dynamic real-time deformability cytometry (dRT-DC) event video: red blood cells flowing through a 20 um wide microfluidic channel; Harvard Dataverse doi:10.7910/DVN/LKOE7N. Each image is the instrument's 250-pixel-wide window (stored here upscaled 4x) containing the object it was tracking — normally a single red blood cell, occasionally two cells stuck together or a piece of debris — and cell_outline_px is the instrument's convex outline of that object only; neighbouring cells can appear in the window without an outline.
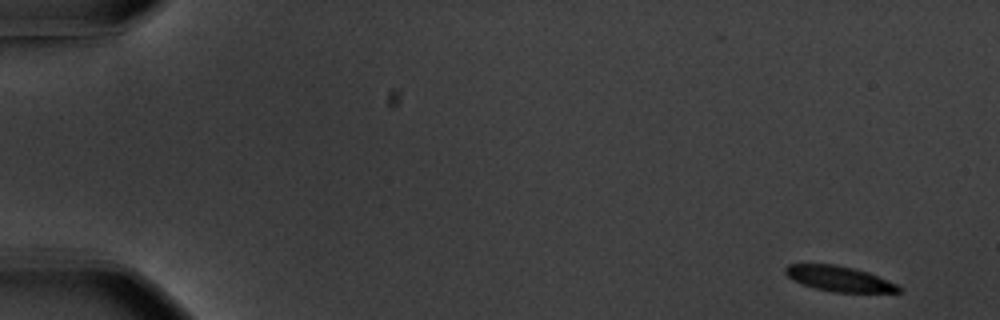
{"species": "common noctule bat (a hibernating species)", "species_latin": "Nyctalus noctula", "temperature_condition": "warm", "stored_images_in_passage": 57, "camera_frame_rate_fps": 3000, "um_per_image_px": 0.085, "animal": {"sex": "male", "body_mass_g": 20.1, "forearm_length_mm": 53.5}, "frame": {"image": 1, "passage_image": 2, "time_ms": 0.333, "image_size_px": [1000, 320], "cell_outline_px": [[900, 292], [836, 292], [816, 288], [792, 280], [784, 272], [784, 268], [788, 264], [832, 264], [852, 268], [868, 272], [896, 284], [900, 288]], "centroid_in_image_um": [71.29, 23.68], "position_along_channel_um": 13.7, "area_um2": 16.36}}
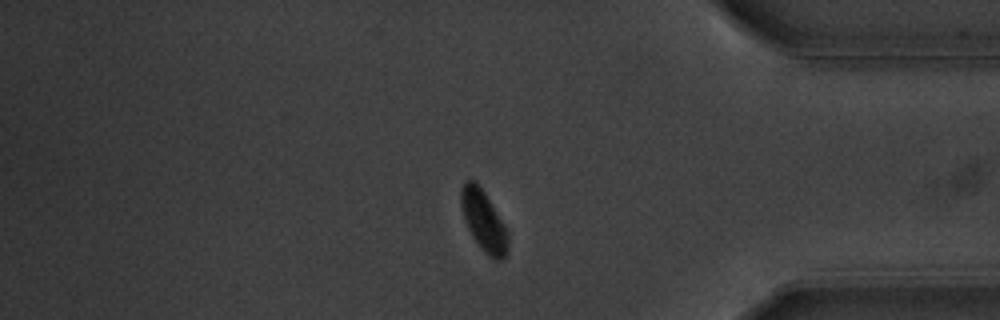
{"frame": {"image": 2, "passage_image": 47, "time_ms": 15.333, "image_size_px": [1000, 320], "cell_outline_px": [[508, 248], [504, 256], [500, 260], [496, 260], [488, 256], [484, 252], [472, 236], [464, 220], [460, 204], [460, 188], [464, 180], [476, 180], [484, 192], [504, 224], [508, 232]], "centroid_in_image_um": [41.08, 18.74], "position_along_channel_um": 394.1, "area_um2": 16.65}, "authors_computed_cell_mechanics": {"area_um2": 18.1492, "velocity_mm_per_s": 3.6025, "shape_relaxation_time_tau1_ms": 1.9046, "shape_relaxation_time_tau2_ms": 9.5708, "deformation_change_tau1": 0.1515, "deformation_change_tau2": 0.1232}}